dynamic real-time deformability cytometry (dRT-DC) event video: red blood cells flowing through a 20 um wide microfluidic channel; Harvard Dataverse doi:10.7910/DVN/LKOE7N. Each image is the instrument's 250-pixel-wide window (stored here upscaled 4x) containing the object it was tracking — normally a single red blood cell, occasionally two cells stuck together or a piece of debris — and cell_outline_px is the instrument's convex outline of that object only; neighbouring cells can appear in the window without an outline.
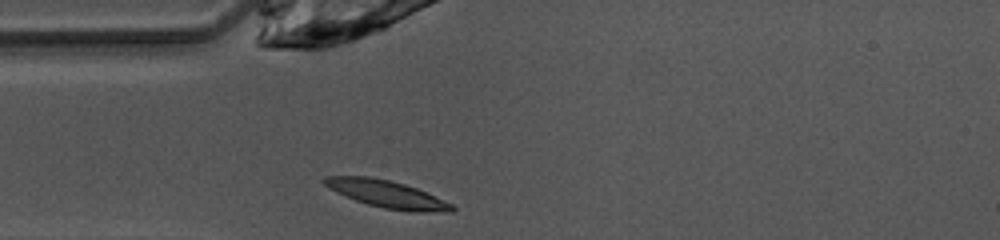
{"species": "common noctule bat (a hibernating species)", "species_latin": "Nyctalus noctula", "temperature_condition": "warm", "stored_images_in_passage": 37, "camera_frame_rate_fps": 3000, "um_per_image_px": 0.085, "animal": {"sex": "female", "body_mass_g": 10.0, "forearm_length_mm": 53.1}, "frame": {"image": 1, "passage_image": 1, "time_ms": 0.0, "image_size_px": [1000, 240], "cell_outline_px": [[456, 208], [452, 212], [416, 212], [384, 208], [368, 204], [356, 200], [336, 192], [328, 188], [320, 180], [324, 176], [368, 176], [388, 180], [404, 184], [416, 188], [452, 204]], "centroid_in_image_um": [32.85, 16.49], "position_along_channel_um": 52.1, "area_um2": 20.11}}
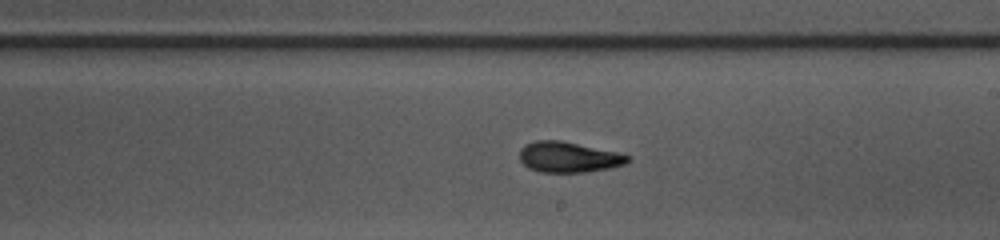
{"frame": {"image": 2, "passage_image": 15, "time_ms": 4.667, "image_size_px": [1000, 240], "cell_outline_px": [[632, 160], [624, 164], [612, 168], [584, 172], [540, 172], [528, 168], [520, 160], [520, 148], [524, 144], [536, 140], [560, 140], [616, 152], [632, 156]], "centroid_in_image_um": [48.33, 13.35], "position_along_channel_um": 240.7, "area_um2": 19.36}}
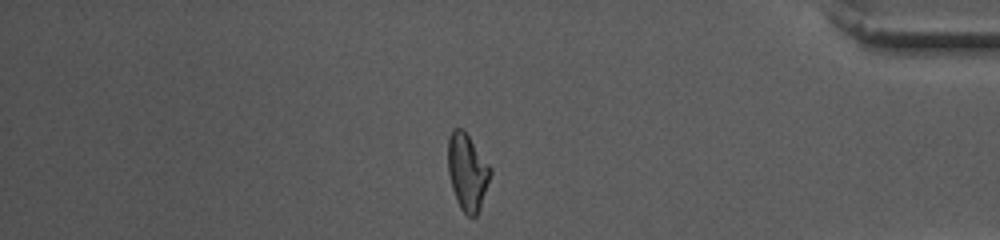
{"frame": {"image": 3, "passage_image": 29, "time_ms": 9.333, "image_size_px": [1000, 240], "cell_outline_px": [[492, 172], [480, 208], [476, 216], [468, 216], [460, 208], [456, 200], [452, 188], [448, 172], [448, 136], [452, 128], [464, 128], [492, 168]], "centroid_in_image_um": [39.72, 14.57], "position_along_channel_um": 395.5, "area_um2": 19.19}, "authors_computed_cell_mechanics": {"area_um2": 19.2474, "velocity_mm_per_s": 4.0812, "shape_relaxation_time_tau1_ms": 4.0226, "shape_relaxation_time_tau2_ms": 2.273, "deformation_change_tau1": 0.1739, "deformation_change_tau2": 0.0969}}